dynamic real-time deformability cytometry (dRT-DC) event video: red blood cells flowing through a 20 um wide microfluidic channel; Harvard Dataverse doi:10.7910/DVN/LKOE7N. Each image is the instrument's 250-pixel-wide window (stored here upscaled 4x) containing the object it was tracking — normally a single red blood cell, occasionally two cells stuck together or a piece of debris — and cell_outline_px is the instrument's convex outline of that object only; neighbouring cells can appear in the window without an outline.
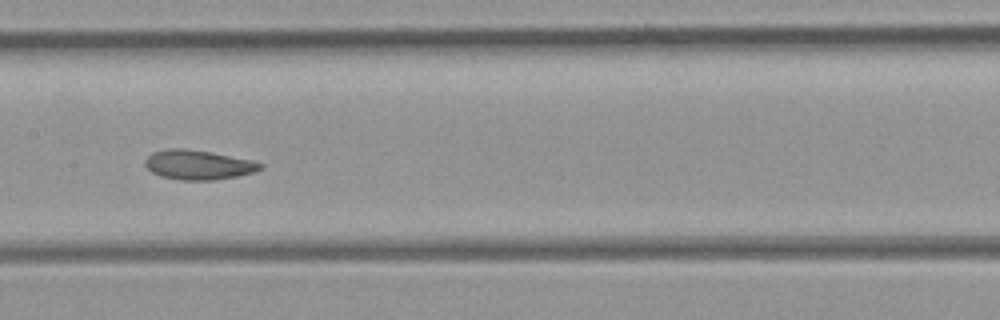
{"species": "common noctule bat (a hibernating species)", "species_latin": "Nyctalus noctula", "temperature_condition": "room temperature", "stored_images_in_passage": 42, "camera_frame_rate_fps": 3000, "um_per_image_px": 0.085, "animal": {"sex": "female", "body_mass_g": 21.9}, "frame": {"image": 1, "passage_image": 24, "time_ms": 7.667, "image_size_px": [1000, 320], "cell_outline_px": [[264, 168], [252, 172], [236, 176], [216, 180], [180, 180], [160, 176], [152, 172], [144, 164], [144, 160], [152, 152], [168, 148], [184, 148], [212, 152], [252, 160], [264, 164]], "centroid_in_image_um": [16.84, 14.0], "position_along_channel_um": 190.6, "area_um2": 19.94}}
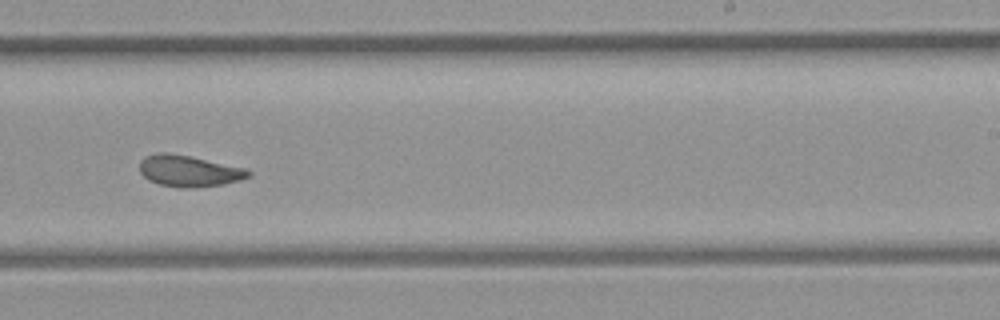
{"frame": {"image": 2, "passage_image": 30, "time_ms": 9.667, "image_size_px": [1000, 320], "cell_outline_px": [[252, 176], [240, 180], [224, 184], [184, 188], [180, 188], [160, 184], [148, 180], [140, 172], [140, 160], [144, 156], [156, 152], [168, 152], [248, 168], [252, 172]], "centroid_in_image_um": [16.07, 14.52], "position_along_channel_um": 272.9, "area_um2": 20.0}}
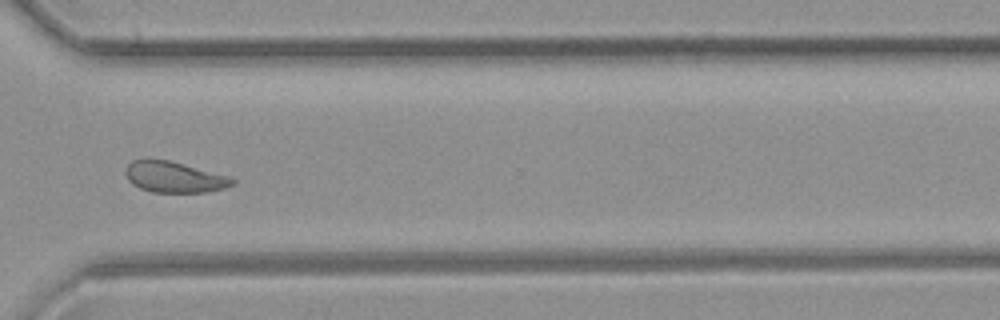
{"frame": {"image": 3, "passage_image": 36, "time_ms": 11.667, "image_size_px": [1000, 320], "cell_outline_px": [[236, 184], [224, 188], [204, 192], [152, 192], [140, 188], [132, 184], [128, 180], [124, 172], [128, 164], [132, 160], [144, 156], [148, 156], [168, 160], [232, 176], [236, 180]], "centroid_in_image_um": [14.79, 15.01], "position_along_channel_um": 355.8, "area_um2": 19.88}}